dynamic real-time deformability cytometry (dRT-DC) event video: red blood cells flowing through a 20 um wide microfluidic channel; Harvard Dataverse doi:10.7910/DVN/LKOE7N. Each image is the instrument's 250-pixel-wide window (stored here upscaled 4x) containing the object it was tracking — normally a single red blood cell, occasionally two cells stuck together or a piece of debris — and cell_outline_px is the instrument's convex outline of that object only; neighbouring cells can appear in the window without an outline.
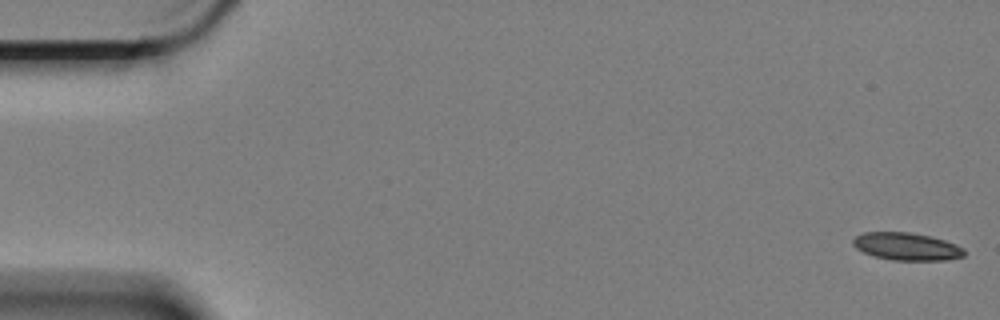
{"species": "Egyptian fruit bat (a non-hibernating species)", "species_latin": "Rousettus aegyptiacus", "temperature_condition": "cold", "stored_images_in_passage": 10, "camera_frame_rate_fps": 3000, "um_per_image_px": 0.085, "animal": {"sex": "female"}, "frame": {"image": 1, "passage_image": 1, "time_ms": 0.0, "image_size_px": [1000, 320], "cell_outline_px": [[964, 256], [948, 260], [892, 260], [876, 256], [864, 252], [856, 248], [852, 244], [852, 240], [856, 236], [864, 232], [912, 232], [932, 236], [956, 244], [964, 248]], "centroid_in_image_um": [77.08, 20.94], "position_along_channel_um": 7.9, "area_um2": 17.92}}